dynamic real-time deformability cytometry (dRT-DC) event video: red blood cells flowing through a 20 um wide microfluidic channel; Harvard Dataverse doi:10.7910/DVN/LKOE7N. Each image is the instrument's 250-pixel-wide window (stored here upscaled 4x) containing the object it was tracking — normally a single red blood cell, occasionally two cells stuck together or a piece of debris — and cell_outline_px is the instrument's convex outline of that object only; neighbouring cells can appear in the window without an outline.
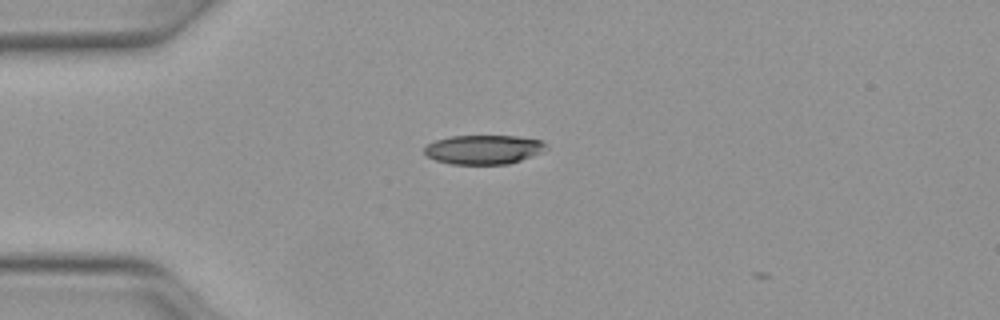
{"species": "Egyptian fruit bat (a non-hibernating species)", "species_latin": "Rousettus aegyptiacus", "temperature_condition": "warm", "stored_images_in_passage": 2, "camera_frame_rate_fps": 3000, "um_per_image_px": 0.085, "animal": {"sex": "female"}, "frame": {"image": 1, "passage_image": 1, "time_ms": 0.0, "image_size_px": [1000, 320], "cell_outline_px": [[544, 144], [540, 152], [532, 156], [508, 164], [452, 164], [436, 160], [428, 156], [424, 152], [424, 148], [428, 144], [436, 140], [448, 136], [516, 136], [540, 140]], "centroid_in_image_um": [41.04, 12.71], "position_along_channel_um": 44.0, "area_um2": 20.35}}